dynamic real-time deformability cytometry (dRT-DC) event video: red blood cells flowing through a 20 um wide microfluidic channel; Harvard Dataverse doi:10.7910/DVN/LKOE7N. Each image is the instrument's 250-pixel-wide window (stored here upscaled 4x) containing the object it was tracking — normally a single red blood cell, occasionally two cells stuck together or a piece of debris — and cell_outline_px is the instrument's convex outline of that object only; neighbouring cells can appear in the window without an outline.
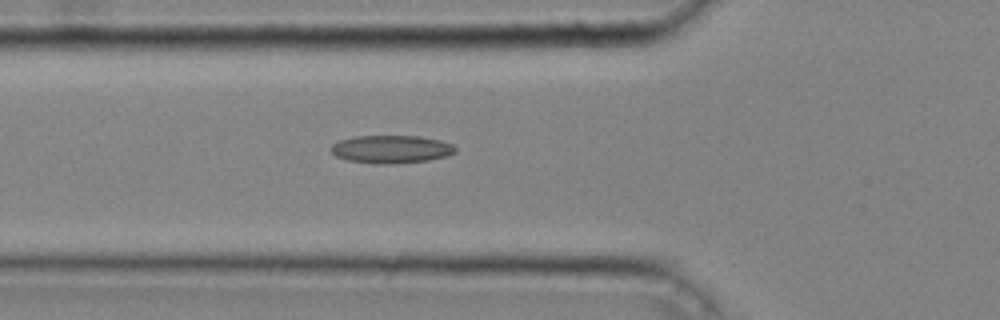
{"species": "common noctule bat (a hibernating species)", "species_latin": "Nyctalus noctula", "temperature_condition": "cold", "stored_images_in_passage": 33, "camera_frame_rate_fps": 3000, "um_per_image_px": 0.085, "animal": {"sex": "male", "body_mass_g": 20.4}, "frame": {"image": 1, "passage_image": 6, "time_ms": 1.667, "image_size_px": [1000, 320], "cell_outline_px": [[456, 152], [448, 156], [428, 160], [388, 164], [380, 164], [348, 160], [336, 156], [328, 148], [332, 144], [340, 140], [356, 136], [420, 136], [440, 140], [452, 144], [456, 148]], "centroid_in_image_um": [33.26, 12.68], "position_along_channel_um": 92.5, "area_um2": 20.23}}
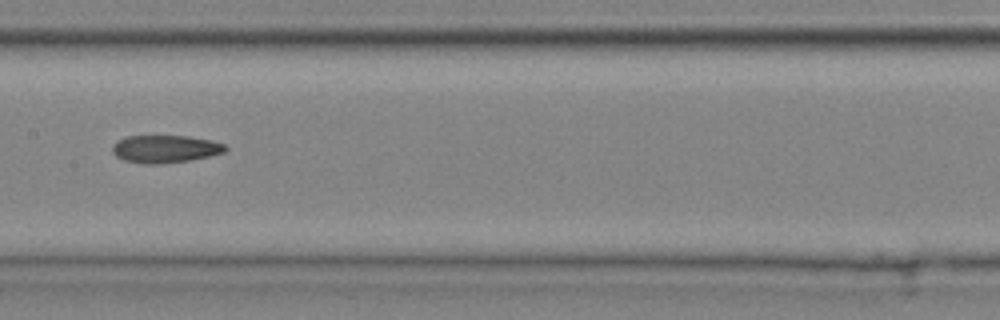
{"frame": {"image": 2, "passage_image": 13, "time_ms": 4.0, "image_size_px": [1000, 320], "cell_outline_px": [[228, 148], [224, 152], [208, 156], [188, 160], [160, 164], [144, 164], [124, 160], [116, 156], [112, 152], [112, 144], [116, 140], [128, 136], [188, 136], [212, 140], [224, 144]], "centroid_in_image_um": [14.01, 12.65], "position_along_channel_um": 193.4, "area_um2": 18.21}}
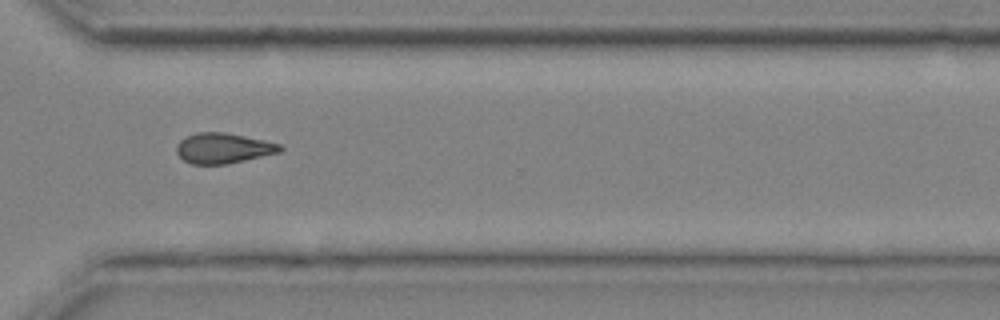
{"frame": {"image": 3, "passage_image": 24, "time_ms": 7.667, "image_size_px": [1000, 320], "cell_outline_px": [[284, 148], [280, 152], [228, 164], [192, 164], [184, 160], [176, 152], [176, 144], [180, 140], [196, 132], [224, 132], [264, 140], [280, 144]], "centroid_in_image_um": [18.97, 12.6], "position_along_channel_um": 351.6, "area_um2": 18.26}, "authors_computed_cell_mechanics": {"area_um2": 18.3804, "velocity_mm_per_s": 4.3087, "shape_relaxation_time_tau1_ms": null, "shape_relaxation_time_tau2_ms": 4.6106, "deformation_change_tau1": null, "deformation_change_tau2": 0.1425}}